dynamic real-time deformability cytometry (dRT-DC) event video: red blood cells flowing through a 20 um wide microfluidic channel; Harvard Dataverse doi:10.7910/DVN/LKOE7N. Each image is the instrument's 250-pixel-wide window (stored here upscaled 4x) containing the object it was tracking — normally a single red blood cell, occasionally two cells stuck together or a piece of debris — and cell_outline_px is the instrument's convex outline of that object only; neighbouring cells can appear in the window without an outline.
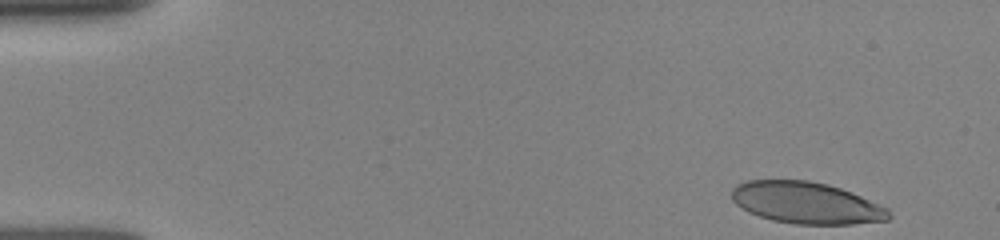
{"species": "human", "species_latin": "Homo sapiens", "temperature_condition": "room temperature", "stored_images_in_passage": 40, "camera_frame_rate_fps": 3000, "um_per_image_px": 0.085, "donor": {"sex": "female"}, "frame": {"image": 1, "passage_image": 1, "time_ms": 0.0, "image_size_px": [1000, 240], "cell_outline_px": [[892, 216], [888, 220], [852, 224], [796, 224], [772, 220], [748, 212], [740, 208], [732, 200], [732, 188], [736, 184], [748, 180], [808, 180], [828, 184], [852, 192], [888, 208]], "centroid_in_image_um": [68.53, 17.24], "position_along_channel_um": 16.5, "area_um2": 38.32}}
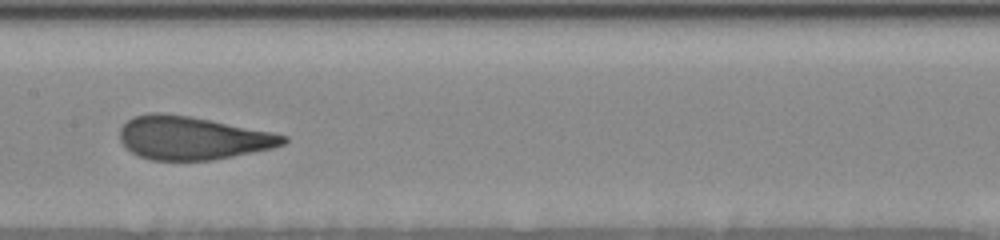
{"frame": {"image": 2, "passage_image": 23, "time_ms": 7.333, "image_size_px": [1000, 240], "cell_outline_px": [[288, 140], [284, 144], [272, 148], [212, 160], [152, 160], [140, 156], [132, 152], [120, 140], [120, 128], [132, 116], [148, 112], [160, 112], [188, 116], [212, 120], [272, 132], [288, 136]], "centroid_in_image_um": [16.34, 11.71], "position_along_channel_um": 191.1, "area_um2": 41.04}}
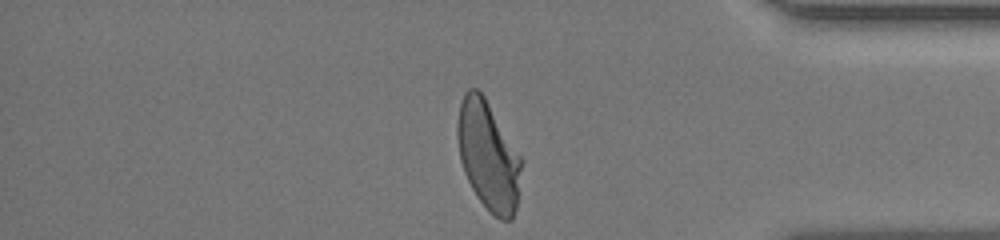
{"frame": {"image": 3, "passage_image": 40, "time_ms": 13.0, "image_size_px": [1000, 240], "cell_outline_px": [[524, 160], [516, 208], [512, 220], [500, 220], [480, 200], [472, 188], [464, 172], [460, 160], [456, 136], [456, 124], [460, 104], [464, 92], [468, 88], [476, 88], [484, 96]], "centroid_in_image_um": [41.51, 13.21], "position_along_channel_um": 393.7, "area_um2": 40.81}, "authors_computed_cell_mechanics": {"area_um2": 41.0958, "velocity_mm_per_s": 3.932, "shape_relaxation_time_tau1_ms": 4.3352, "shape_relaxation_time_tau2_ms": 0.724, "deformation_change_tau1": 0.1946, "deformation_change_tau2": 0.0774}}